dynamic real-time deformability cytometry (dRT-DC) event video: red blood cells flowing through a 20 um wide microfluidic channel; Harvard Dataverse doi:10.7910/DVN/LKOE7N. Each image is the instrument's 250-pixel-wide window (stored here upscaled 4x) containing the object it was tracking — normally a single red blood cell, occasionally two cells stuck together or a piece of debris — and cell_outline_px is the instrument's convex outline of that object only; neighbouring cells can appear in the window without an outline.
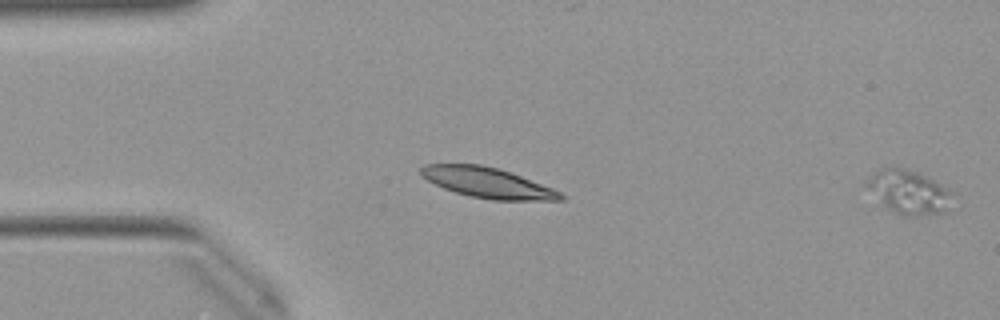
{"species": "Egyptian fruit bat (a non-hibernating species)", "species_latin": "Rousettus aegyptiacus", "temperature_condition": "warm", "stored_images_in_passage": 13, "segment_of_instrument_passage": [2, 2], "camera_frame_rate_fps": 3000, "um_per_image_px": 0.085, "animal": {"sex": "female"}, "frame": {"image": 1, "passage_image": 13, "time_ms": 4.0, "image_size_px": [1000, 320], "cell_outline_px": [[952, 192], [948, 212], [916, 216], [900, 216], [888, 208], [864, 184], [880, 168], [892, 164], [896, 164], [908, 168], [928, 176], [948, 188]], "centroid_in_image_um": [77.28, 16.29], "position_along_channel_um": 7.7, "area_um2": 22.14}}